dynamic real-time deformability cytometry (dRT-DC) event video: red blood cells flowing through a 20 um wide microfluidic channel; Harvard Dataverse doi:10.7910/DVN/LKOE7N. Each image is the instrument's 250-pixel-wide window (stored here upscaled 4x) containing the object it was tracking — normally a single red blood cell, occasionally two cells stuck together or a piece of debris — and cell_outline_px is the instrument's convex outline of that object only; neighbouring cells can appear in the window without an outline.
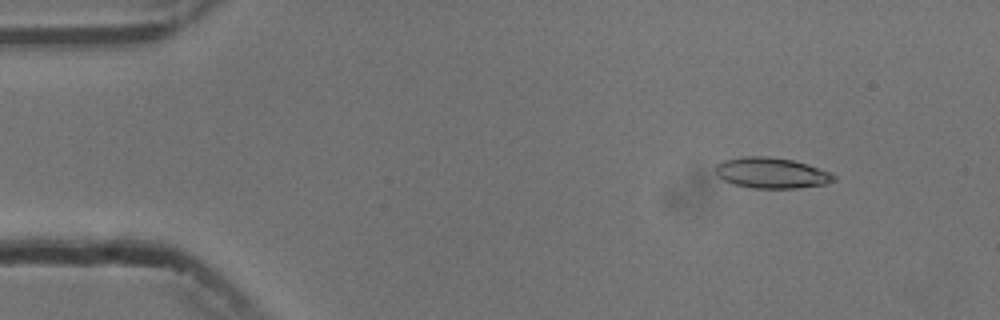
{"species": "common noctule bat (a hibernating species)", "species_latin": "Nyctalus noctula", "temperature_condition": "cold", "stored_images_in_passage": 54, "camera_frame_rate_fps": 3000, "um_per_image_px": 0.085, "animal": {"sex": "male", "body_mass_g": 13.3}, "frame": {"image": 1, "passage_image": 6, "time_ms": 1.667, "image_size_px": [1000, 320], "cell_outline_px": [[836, 180], [824, 184], [800, 188], [752, 188], [732, 184], [724, 180], [716, 172], [716, 164], [724, 160], [744, 156], [768, 156], [792, 160], [808, 164], [832, 172], [836, 176]], "centroid_in_image_um": [65.61, 14.7], "position_along_channel_um": 19.4, "area_um2": 21.27}}
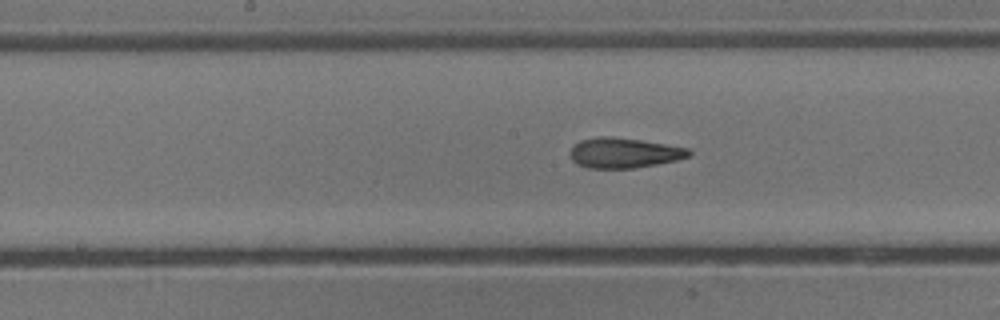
{"frame": {"image": 2, "passage_image": 27, "time_ms": 8.667, "image_size_px": [1000, 320], "cell_outline_px": [[692, 156], [676, 160], [656, 164], [632, 168], [588, 168], [576, 164], [572, 160], [572, 148], [580, 140], [600, 136], [612, 136], [640, 140], [692, 148]], "centroid_in_image_um": [53.1, 12.99], "position_along_channel_um": 195.1, "area_um2": 20.87}}
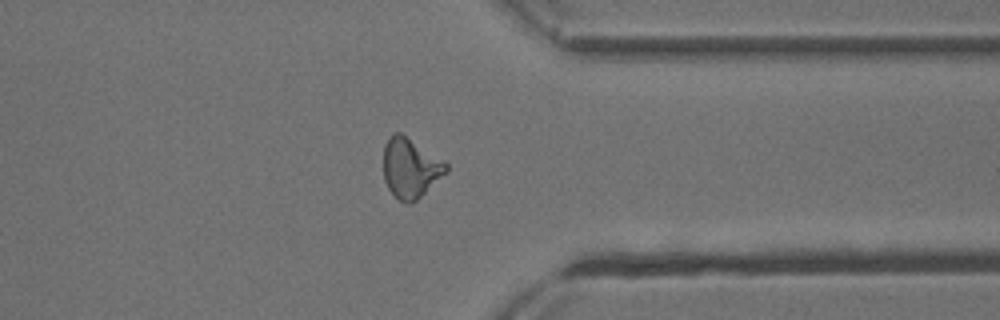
{"frame": {"image": 3, "passage_image": 42, "time_ms": 13.667, "image_size_px": [1000, 320], "cell_outline_px": [[448, 172], [416, 200], [408, 204], [400, 200], [388, 188], [384, 180], [384, 144], [388, 136], [396, 132], [400, 132], [444, 160], [448, 164]], "centroid_in_image_um": [34.89, 14.26], "position_along_channel_um": 376.5, "area_um2": 21.79}, "authors_computed_cell_mechanics": {"area_um2": 21.097, "velocity_mm_per_s": 3.7545, "shape_relaxation_time_tau1_ms": 7.5781, "shape_relaxation_time_tau2_ms": 2.1307, "deformation_change_tau1": 0.1916, "deformation_change_tau2": 0.1062}}